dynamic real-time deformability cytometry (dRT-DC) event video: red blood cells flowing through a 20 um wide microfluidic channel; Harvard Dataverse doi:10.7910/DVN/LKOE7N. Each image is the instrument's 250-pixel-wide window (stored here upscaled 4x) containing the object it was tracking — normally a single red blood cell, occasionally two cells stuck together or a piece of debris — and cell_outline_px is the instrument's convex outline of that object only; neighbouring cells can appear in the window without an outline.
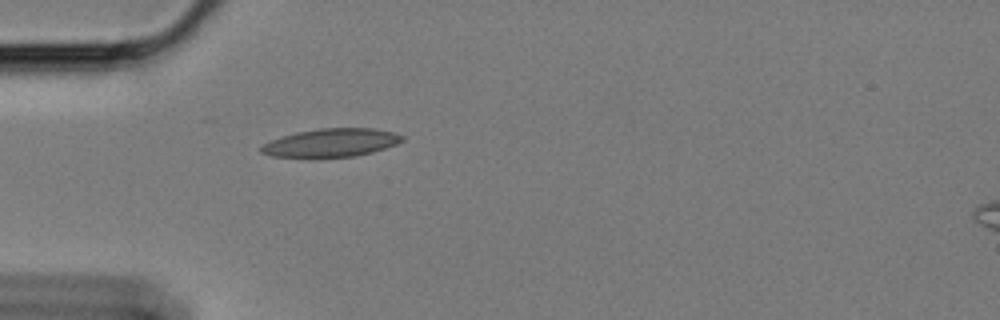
{"species": "Egyptian fruit bat (a non-hibernating species)", "species_latin": "Rousettus aegyptiacus", "temperature_condition": "cold", "stored_images_in_passage": 42, "camera_frame_rate_fps": 3000, "um_per_image_px": 0.085, "animal": {"sex": "female"}, "frame": {"image": 1, "passage_image": 1, "time_ms": 0.0, "image_size_px": [1000, 320], "cell_outline_px": [[404, 140], [396, 144], [372, 152], [356, 156], [316, 160], [312, 160], [272, 156], [260, 152], [260, 144], [296, 132], [320, 128], [372, 128], [396, 132], [404, 136]], "centroid_in_image_um": [28.1, 12.17], "position_along_channel_um": 56.9, "area_um2": 24.16}}
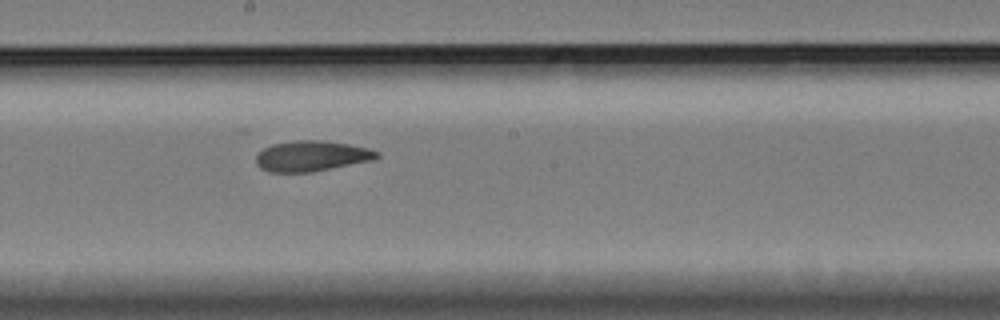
{"frame": {"image": 2, "passage_image": 16, "time_ms": 5.0, "image_size_px": [1000, 320], "cell_outline_px": [[380, 156], [376, 160], [312, 172], [268, 172], [260, 168], [256, 164], [256, 156], [264, 148], [272, 144], [296, 140], [320, 140], [348, 144], [368, 148], [380, 152]], "centroid_in_image_um": [26.52, 13.27], "position_along_channel_um": 221.7, "area_um2": 21.68}}
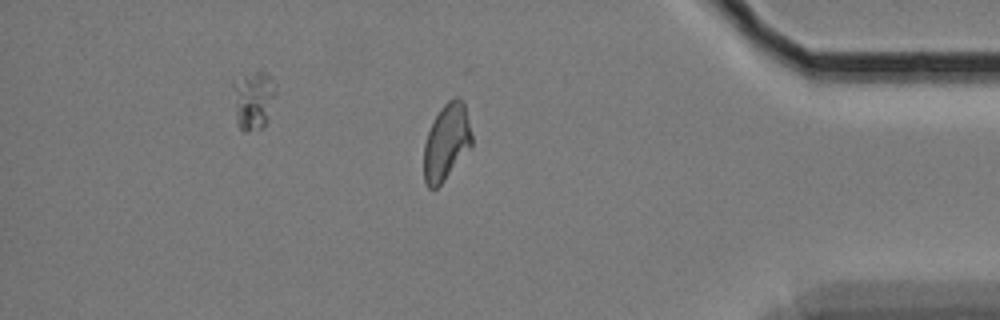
{"frame": {"image": 3, "passage_image": 34, "time_ms": 11.0, "image_size_px": [1000, 320], "cell_outline_px": [[472, 148], [444, 180], [436, 188], [428, 188], [424, 184], [424, 144], [428, 132], [440, 108], [448, 100], [456, 96], [464, 104], [472, 136]], "centroid_in_image_um": [37.95, 12.11], "position_along_channel_um": 397.3, "area_um2": 21.27}, "authors_computed_cell_mechanics": {"area_um2": 21.5594, "velocity_mm_per_s": 3.3967, "shape_relaxation_time_tau1_ms": 11.369, "shape_relaxation_time_tau2_ms": 4.6565, "deformation_change_tau1": 0.2054, "deformation_change_tau2": 0.1248}}